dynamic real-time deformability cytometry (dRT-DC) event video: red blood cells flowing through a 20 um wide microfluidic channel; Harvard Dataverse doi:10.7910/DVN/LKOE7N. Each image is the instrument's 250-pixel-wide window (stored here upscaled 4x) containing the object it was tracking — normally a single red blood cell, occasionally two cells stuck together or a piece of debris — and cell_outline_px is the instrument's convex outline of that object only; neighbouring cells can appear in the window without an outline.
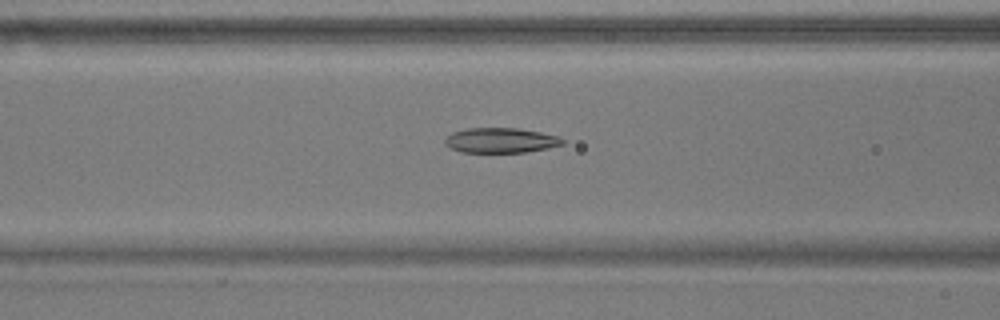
{"species": "common noctule bat (a hibernating species)", "species_latin": "Nyctalus noctula", "temperature_condition": "warm", "stored_images_in_passage": 47, "camera_frame_rate_fps": 3000, "um_per_image_px": 0.085, "animal": {"sex": "male", "body_mass_g": 17.9}, "frame": {"image": 1, "passage_image": 15, "time_ms": 4.667, "image_size_px": [1000, 320], "cell_outline_px": [[564, 144], [548, 148], [524, 152], [460, 152], [444, 144], [444, 140], [452, 132], [468, 128], [516, 128], [540, 132], [560, 136], [564, 140]], "centroid_in_image_um": [42.57, 11.93], "position_along_channel_um": 124.0, "area_um2": 17.11}}
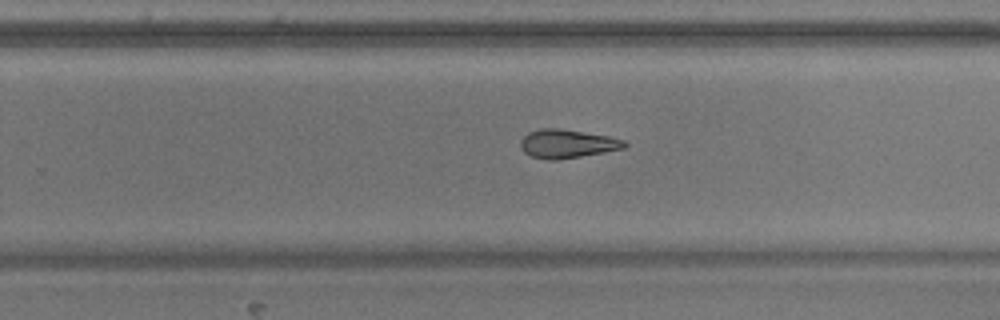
{"frame": {"image": 2, "passage_image": 28, "time_ms": 9.0, "image_size_px": [1000, 320], "cell_outline_px": [[628, 144], [624, 148], [604, 152], [556, 160], [548, 160], [532, 156], [524, 152], [520, 148], [520, 140], [528, 132], [540, 128], [556, 128], [608, 136], [624, 140]], "centroid_in_image_um": [48.18, 12.22], "position_along_channel_um": 281.6, "area_um2": 17.17}}
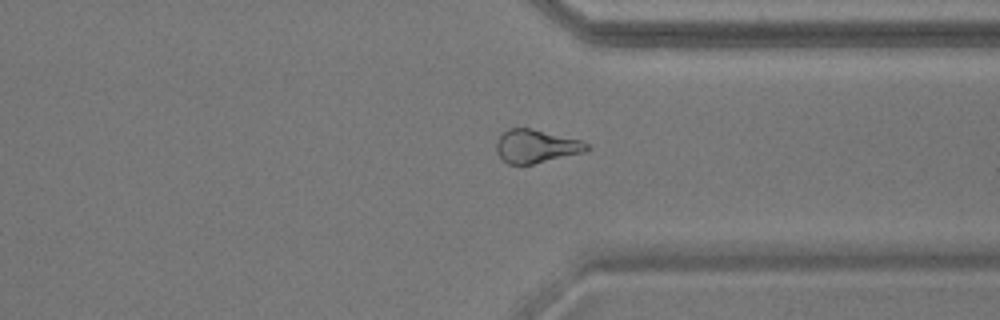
{"frame": {"image": 3, "passage_image": 35, "time_ms": 11.333, "image_size_px": [1000, 320], "cell_outline_px": [[588, 148], [584, 152], [532, 164], [508, 164], [496, 152], [496, 140], [508, 128], [532, 128], [580, 140], [588, 144]], "centroid_in_image_um": [45.53, 12.42], "position_along_channel_um": 365.9, "area_um2": 17.34}}